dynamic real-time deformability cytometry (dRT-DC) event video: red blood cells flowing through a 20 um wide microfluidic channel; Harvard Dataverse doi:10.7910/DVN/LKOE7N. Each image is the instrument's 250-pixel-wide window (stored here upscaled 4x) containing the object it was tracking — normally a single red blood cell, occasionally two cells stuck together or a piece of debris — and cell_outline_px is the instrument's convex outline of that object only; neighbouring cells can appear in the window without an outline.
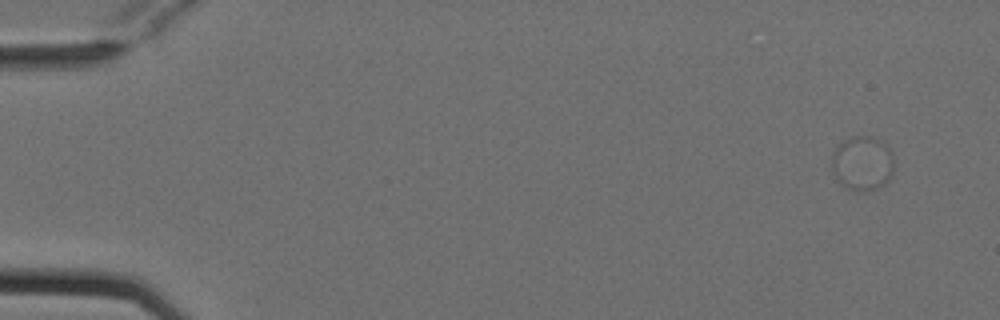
{"species": "Egyptian fruit bat (a non-hibernating species)", "species_latin": "Rousettus aegyptiacus", "temperature_condition": "cold", "stored_images_in_passage": 5, "camera_frame_rate_fps": 3000, "um_per_image_px": 0.085, "animal": {"sex": "female"}, "frame": {"image": 1, "passage_image": 5, "time_ms": 1.333, "image_size_px": [1000, 320], "cell_outline_px": [[892, 176], [884, 184], [876, 188], [864, 192], [860, 192], [848, 188], [832, 172], [832, 156], [836, 148], [844, 140], [852, 136], [872, 136], [884, 144], [892, 152]], "centroid_in_image_um": [73.31, 13.87], "position_along_channel_um": 11.7, "area_um2": 19.42}}